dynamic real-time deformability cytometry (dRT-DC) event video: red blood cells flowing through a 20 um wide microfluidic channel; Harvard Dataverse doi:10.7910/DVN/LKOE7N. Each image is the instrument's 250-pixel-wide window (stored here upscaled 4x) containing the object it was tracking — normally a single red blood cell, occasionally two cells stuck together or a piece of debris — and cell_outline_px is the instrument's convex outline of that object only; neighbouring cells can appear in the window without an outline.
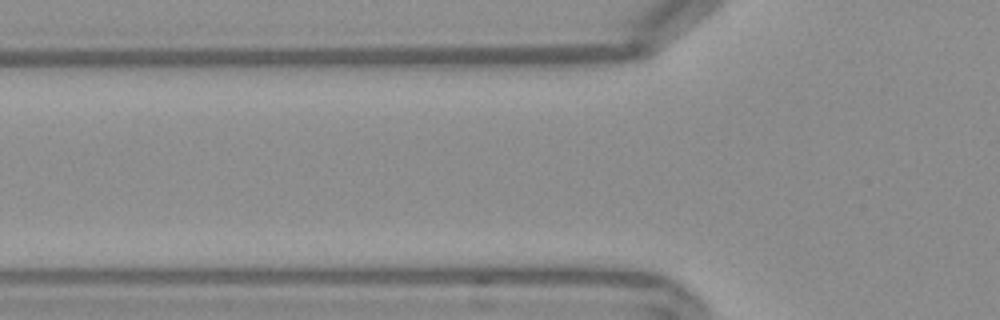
{"species": "Egyptian fruit bat (a non-hibernating species)", "species_latin": "Rousettus aegyptiacus", "temperature_condition": "warm", "stored_images_in_passage": 3, "camera_frame_rate_fps": 3000, "um_per_image_px": 0.085, "frame": {"image": 1, "passage_image": 2, "time_ms": 0.333, "image_size_px": [1000, 320], "cell_outline_px": [[652, 48], [648, 52], [636, 56], [560, 76], [440, 76], [408, 56], [648, 48]], "centroid_in_image_um": [44.52, 5.31], "position_along_channel_um": 81.3, "area_um2": 31.96}}